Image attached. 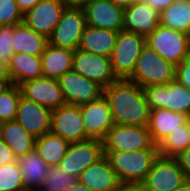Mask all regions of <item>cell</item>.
Masks as SVG:
<instances>
[{
    "instance_id": "6da1fadb",
    "label": "cell",
    "mask_w": 190,
    "mask_h": 191,
    "mask_svg": "<svg viewBox=\"0 0 190 191\" xmlns=\"http://www.w3.org/2000/svg\"><path fill=\"white\" fill-rule=\"evenodd\" d=\"M115 124L148 126L150 109L143 88L127 79H119L103 89Z\"/></svg>"
},
{
    "instance_id": "7a4b0ae2",
    "label": "cell",
    "mask_w": 190,
    "mask_h": 191,
    "mask_svg": "<svg viewBox=\"0 0 190 191\" xmlns=\"http://www.w3.org/2000/svg\"><path fill=\"white\" fill-rule=\"evenodd\" d=\"M104 153L121 183H142L159 156L158 149L132 152L104 151Z\"/></svg>"
},
{
    "instance_id": "3957f363",
    "label": "cell",
    "mask_w": 190,
    "mask_h": 191,
    "mask_svg": "<svg viewBox=\"0 0 190 191\" xmlns=\"http://www.w3.org/2000/svg\"><path fill=\"white\" fill-rule=\"evenodd\" d=\"M140 87L168 84L176 80V65L145 45L137 59L133 74L127 79Z\"/></svg>"
},
{
    "instance_id": "277c9868",
    "label": "cell",
    "mask_w": 190,
    "mask_h": 191,
    "mask_svg": "<svg viewBox=\"0 0 190 191\" xmlns=\"http://www.w3.org/2000/svg\"><path fill=\"white\" fill-rule=\"evenodd\" d=\"M150 110L164 108L190 116V89L177 80L143 87Z\"/></svg>"
},
{
    "instance_id": "5b68a950",
    "label": "cell",
    "mask_w": 190,
    "mask_h": 191,
    "mask_svg": "<svg viewBox=\"0 0 190 191\" xmlns=\"http://www.w3.org/2000/svg\"><path fill=\"white\" fill-rule=\"evenodd\" d=\"M146 44L175 65L190 55V35L163 25L146 38Z\"/></svg>"
},
{
    "instance_id": "8992f818",
    "label": "cell",
    "mask_w": 190,
    "mask_h": 191,
    "mask_svg": "<svg viewBox=\"0 0 190 191\" xmlns=\"http://www.w3.org/2000/svg\"><path fill=\"white\" fill-rule=\"evenodd\" d=\"M146 45V37L132 32L119 31L110 57L118 79H128L134 71L137 59Z\"/></svg>"
},
{
    "instance_id": "52a82bcc",
    "label": "cell",
    "mask_w": 190,
    "mask_h": 191,
    "mask_svg": "<svg viewBox=\"0 0 190 191\" xmlns=\"http://www.w3.org/2000/svg\"><path fill=\"white\" fill-rule=\"evenodd\" d=\"M104 151H139L158 149L154 145L148 126L115 124L103 140Z\"/></svg>"
},
{
    "instance_id": "ba28073f",
    "label": "cell",
    "mask_w": 190,
    "mask_h": 191,
    "mask_svg": "<svg viewBox=\"0 0 190 191\" xmlns=\"http://www.w3.org/2000/svg\"><path fill=\"white\" fill-rule=\"evenodd\" d=\"M72 69L103 88L119 80L113 71L110 57L80 49L74 51Z\"/></svg>"
},
{
    "instance_id": "9c48e42d",
    "label": "cell",
    "mask_w": 190,
    "mask_h": 191,
    "mask_svg": "<svg viewBox=\"0 0 190 191\" xmlns=\"http://www.w3.org/2000/svg\"><path fill=\"white\" fill-rule=\"evenodd\" d=\"M86 27V16L83 8H65L54 28L49 44L75 51L78 49Z\"/></svg>"
},
{
    "instance_id": "30bf717a",
    "label": "cell",
    "mask_w": 190,
    "mask_h": 191,
    "mask_svg": "<svg viewBox=\"0 0 190 191\" xmlns=\"http://www.w3.org/2000/svg\"><path fill=\"white\" fill-rule=\"evenodd\" d=\"M185 181V175L177 160L159 155L142 184L147 191H175Z\"/></svg>"
},
{
    "instance_id": "8fae6325",
    "label": "cell",
    "mask_w": 190,
    "mask_h": 191,
    "mask_svg": "<svg viewBox=\"0 0 190 191\" xmlns=\"http://www.w3.org/2000/svg\"><path fill=\"white\" fill-rule=\"evenodd\" d=\"M50 132L69 143L90 139L85 132L80 106L71 104H64L52 110Z\"/></svg>"
},
{
    "instance_id": "7c38bea8",
    "label": "cell",
    "mask_w": 190,
    "mask_h": 191,
    "mask_svg": "<svg viewBox=\"0 0 190 191\" xmlns=\"http://www.w3.org/2000/svg\"><path fill=\"white\" fill-rule=\"evenodd\" d=\"M105 156L103 141L89 139L83 142L70 143L66 155L59 163L65 172L79 178L80 174L91 164Z\"/></svg>"
},
{
    "instance_id": "4fadbf2b",
    "label": "cell",
    "mask_w": 190,
    "mask_h": 191,
    "mask_svg": "<svg viewBox=\"0 0 190 191\" xmlns=\"http://www.w3.org/2000/svg\"><path fill=\"white\" fill-rule=\"evenodd\" d=\"M66 104L81 106L99 99L103 95V87L89 80L73 69L58 78Z\"/></svg>"
},
{
    "instance_id": "5bb4252c",
    "label": "cell",
    "mask_w": 190,
    "mask_h": 191,
    "mask_svg": "<svg viewBox=\"0 0 190 191\" xmlns=\"http://www.w3.org/2000/svg\"><path fill=\"white\" fill-rule=\"evenodd\" d=\"M86 135L90 139L103 141L108 131L115 125L113 113L107 99H99L80 106Z\"/></svg>"
},
{
    "instance_id": "9a60e30c",
    "label": "cell",
    "mask_w": 190,
    "mask_h": 191,
    "mask_svg": "<svg viewBox=\"0 0 190 191\" xmlns=\"http://www.w3.org/2000/svg\"><path fill=\"white\" fill-rule=\"evenodd\" d=\"M65 8L62 0H41L24 15L23 22L49 39Z\"/></svg>"
},
{
    "instance_id": "2e32d148",
    "label": "cell",
    "mask_w": 190,
    "mask_h": 191,
    "mask_svg": "<svg viewBox=\"0 0 190 191\" xmlns=\"http://www.w3.org/2000/svg\"><path fill=\"white\" fill-rule=\"evenodd\" d=\"M22 96L54 110L66 104L58 79L40 77L19 85Z\"/></svg>"
},
{
    "instance_id": "e0dca14e",
    "label": "cell",
    "mask_w": 190,
    "mask_h": 191,
    "mask_svg": "<svg viewBox=\"0 0 190 191\" xmlns=\"http://www.w3.org/2000/svg\"><path fill=\"white\" fill-rule=\"evenodd\" d=\"M52 110L21 96L15 120L34 138L41 137L51 130Z\"/></svg>"
},
{
    "instance_id": "ac0fdd59",
    "label": "cell",
    "mask_w": 190,
    "mask_h": 191,
    "mask_svg": "<svg viewBox=\"0 0 190 191\" xmlns=\"http://www.w3.org/2000/svg\"><path fill=\"white\" fill-rule=\"evenodd\" d=\"M86 25L94 28L123 30L124 11L110 0H91L84 8Z\"/></svg>"
},
{
    "instance_id": "d6986e66",
    "label": "cell",
    "mask_w": 190,
    "mask_h": 191,
    "mask_svg": "<svg viewBox=\"0 0 190 191\" xmlns=\"http://www.w3.org/2000/svg\"><path fill=\"white\" fill-rule=\"evenodd\" d=\"M160 25V13L138 0L124 11L123 31L148 37Z\"/></svg>"
},
{
    "instance_id": "ffe728a7",
    "label": "cell",
    "mask_w": 190,
    "mask_h": 191,
    "mask_svg": "<svg viewBox=\"0 0 190 191\" xmlns=\"http://www.w3.org/2000/svg\"><path fill=\"white\" fill-rule=\"evenodd\" d=\"M78 180L92 191H116L121 184L106 156L85 169Z\"/></svg>"
},
{
    "instance_id": "44dd1931",
    "label": "cell",
    "mask_w": 190,
    "mask_h": 191,
    "mask_svg": "<svg viewBox=\"0 0 190 191\" xmlns=\"http://www.w3.org/2000/svg\"><path fill=\"white\" fill-rule=\"evenodd\" d=\"M187 115L164 108L150 110L148 130L154 145L158 146L171 131L186 122Z\"/></svg>"
},
{
    "instance_id": "7402d4cb",
    "label": "cell",
    "mask_w": 190,
    "mask_h": 191,
    "mask_svg": "<svg viewBox=\"0 0 190 191\" xmlns=\"http://www.w3.org/2000/svg\"><path fill=\"white\" fill-rule=\"evenodd\" d=\"M118 32L86 25L78 49L111 57Z\"/></svg>"
},
{
    "instance_id": "603a6c76",
    "label": "cell",
    "mask_w": 190,
    "mask_h": 191,
    "mask_svg": "<svg viewBox=\"0 0 190 191\" xmlns=\"http://www.w3.org/2000/svg\"><path fill=\"white\" fill-rule=\"evenodd\" d=\"M74 51L47 44L42 53V75L46 78L58 79L72 70Z\"/></svg>"
},
{
    "instance_id": "cb8c5ba5",
    "label": "cell",
    "mask_w": 190,
    "mask_h": 191,
    "mask_svg": "<svg viewBox=\"0 0 190 191\" xmlns=\"http://www.w3.org/2000/svg\"><path fill=\"white\" fill-rule=\"evenodd\" d=\"M8 72L12 83L18 86L27 80L43 77L41 57L14 53L8 62Z\"/></svg>"
},
{
    "instance_id": "d4e9b609",
    "label": "cell",
    "mask_w": 190,
    "mask_h": 191,
    "mask_svg": "<svg viewBox=\"0 0 190 191\" xmlns=\"http://www.w3.org/2000/svg\"><path fill=\"white\" fill-rule=\"evenodd\" d=\"M16 162L22 173L26 191H37L47 176L49 167L47 163L35 149L16 158Z\"/></svg>"
},
{
    "instance_id": "484cf974",
    "label": "cell",
    "mask_w": 190,
    "mask_h": 191,
    "mask_svg": "<svg viewBox=\"0 0 190 191\" xmlns=\"http://www.w3.org/2000/svg\"><path fill=\"white\" fill-rule=\"evenodd\" d=\"M13 38L14 53H26L33 56H41L49 43L45 36L36 33L24 22L14 25Z\"/></svg>"
},
{
    "instance_id": "4316f807",
    "label": "cell",
    "mask_w": 190,
    "mask_h": 191,
    "mask_svg": "<svg viewBox=\"0 0 190 191\" xmlns=\"http://www.w3.org/2000/svg\"><path fill=\"white\" fill-rule=\"evenodd\" d=\"M35 139L16 120L3 122V141L11 148L16 158L32 151Z\"/></svg>"
},
{
    "instance_id": "83f0119b",
    "label": "cell",
    "mask_w": 190,
    "mask_h": 191,
    "mask_svg": "<svg viewBox=\"0 0 190 191\" xmlns=\"http://www.w3.org/2000/svg\"><path fill=\"white\" fill-rule=\"evenodd\" d=\"M70 143L51 132L35 139L34 149L48 166L59 165Z\"/></svg>"
},
{
    "instance_id": "f1b7e54d",
    "label": "cell",
    "mask_w": 190,
    "mask_h": 191,
    "mask_svg": "<svg viewBox=\"0 0 190 191\" xmlns=\"http://www.w3.org/2000/svg\"><path fill=\"white\" fill-rule=\"evenodd\" d=\"M160 25L190 35V0H175L160 13Z\"/></svg>"
},
{
    "instance_id": "f546056e",
    "label": "cell",
    "mask_w": 190,
    "mask_h": 191,
    "mask_svg": "<svg viewBox=\"0 0 190 191\" xmlns=\"http://www.w3.org/2000/svg\"><path fill=\"white\" fill-rule=\"evenodd\" d=\"M190 147V140L186 122L169 133L158 145L159 155L163 157H175L180 152Z\"/></svg>"
},
{
    "instance_id": "4dcf8cb0",
    "label": "cell",
    "mask_w": 190,
    "mask_h": 191,
    "mask_svg": "<svg viewBox=\"0 0 190 191\" xmlns=\"http://www.w3.org/2000/svg\"><path fill=\"white\" fill-rule=\"evenodd\" d=\"M78 181V177L66 173L61 166H49L47 176L37 191H68Z\"/></svg>"
},
{
    "instance_id": "1f68e13d",
    "label": "cell",
    "mask_w": 190,
    "mask_h": 191,
    "mask_svg": "<svg viewBox=\"0 0 190 191\" xmlns=\"http://www.w3.org/2000/svg\"><path fill=\"white\" fill-rule=\"evenodd\" d=\"M22 93L20 86L13 84L9 89L0 94V121H13Z\"/></svg>"
},
{
    "instance_id": "d6a6232c",
    "label": "cell",
    "mask_w": 190,
    "mask_h": 191,
    "mask_svg": "<svg viewBox=\"0 0 190 191\" xmlns=\"http://www.w3.org/2000/svg\"><path fill=\"white\" fill-rule=\"evenodd\" d=\"M0 191H26L17 162L0 165Z\"/></svg>"
},
{
    "instance_id": "836d02e7",
    "label": "cell",
    "mask_w": 190,
    "mask_h": 191,
    "mask_svg": "<svg viewBox=\"0 0 190 191\" xmlns=\"http://www.w3.org/2000/svg\"><path fill=\"white\" fill-rule=\"evenodd\" d=\"M23 19L24 15L15 0H0V26L18 25Z\"/></svg>"
},
{
    "instance_id": "e575fe53",
    "label": "cell",
    "mask_w": 190,
    "mask_h": 191,
    "mask_svg": "<svg viewBox=\"0 0 190 191\" xmlns=\"http://www.w3.org/2000/svg\"><path fill=\"white\" fill-rule=\"evenodd\" d=\"M13 35L14 26H0V59L7 63L14 54Z\"/></svg>"
},
{
    "instance_id": "d590c367",
    "label": "cell",
    "mask_w": 190,
    "mask_h": 191,
    "mask_svg": "<svg viewBox=\"0 0 190 191\" xmlns=\"http://www.w3.org/2000/svg\"><path fill=\"white\" fill-rule=\"evenodd\" d=\"M176 80L190 89V55L176 65Z\"/></svg>"
},
{
    "instance_id": "8d00e7d4",
    "label": "cell",
    "mask_w": 190,
    "mask_h": 191,
    "mask_svg": "<svg viewBox=\"0 0 190 191\" xmlns=\"http://www.w3.org/2000/svg\"><path fill=\"white\" fill-rule=\"evenodd\" d=\"M180 164L187 181H190V147L174 157Z\"/></svg>"
},
{
    "instance_id": "74e56055",
    "label": "cell",
    "mask_w": 190,
    "mask_h": 191,
    "mask_svg": "<svg viewBox=\"0 0 190 191\" xmlns=\"http://www.w3.org/2000/svg\"><path fill=\"white\" fill-rule=\"evenodd\" d=\"M15 161L16 157L11 148L3 140L0 141V165H8Z\"/></svg>"
},
{
    "instance_id": "f35d334b",
    "label": "cell",
    "mask_w": 190,
    "mask_h": 191,
    "mask_svg": "<svg viewBox=\"0 0 190 191\" xmlns=\"http://www.w3.org/2000/svg\"><path fill=\"white\" fill-rule=\"evenodd\" d=\"M146 2L154 10L161 13L163 10L168 8L175 0H142Z\"/></svg>"
},
{
    "instance_id": "ab89813d",
    "label": "cell",
    "mask_w": 190,
    "mask_h": 191,
    "mask_svg": "<svg viewBox=\"0 0 190 191\" xmlns=\"http://www.w3.org/2000/svg\"><path fill=\"white\" fill-rule=\"evenodd\" d=\"M23 15L31 10L41 0H15Z\"/></svg>"
},
{
    "instance_id": "60d3db41",
    "label": "cell",
    "mask_w": 190,
    "mask_h": 191,
    "mask_svg": "<svg viewBox=\"0 0 190 191\" xmlns=\"http://www.w3.org/2000/svg\"><path fill=\"white\" fill-rule=\"evenodd\" d=\"M116 191H147L142 183H121Z\"/></svg>"
},
{
    "instance_id": "b9f144b4",
    "label": "cell",
    "mask_w": 190,
    "mask_h": 191,
    "mask_svg": "<svg viewBox=\"0 0 190 191\" xmlns=\"http://www.w3.org/2000/svg\"><path fill=\"white\" fill-rule=\"evenodd\" d=\"M66 8H84L91 0H62Z\"/></svg>"
},
{
    "instance_id": "7bdbcfd3",
    "label": "cell",
    "mask_w": 190,
    "mask_h": 191,
    "mask_svg": "<svg viewBox=\"0 0 190 191\" xmlns=\"http://www.w3.org/2000/svg\"><path fill=\"white\" fill-rule=\"evenodd\" d=\"M13 85L10 76H0V94Z\"/></svg>"
},
{
    "instance_id": "ee69618b",
    "label": "cell",
    "mask_w": 190,
    "mask_h": 191,
    "mask_svg": "<svg viewBox=\"0 0 190 191\" xmlns=\"http://www.w3.org/2000/svg\"><path fill=\"white\" fill-rule=\"evenodd\" d=\"M110 1H112L115 5L120 6L123 9H126L138 0H110Z\"/></svg>"
},
{
    "instance_id": "f6af8a7d",
    "label": "cell",
    "mask_w": 190,
    "mask_h": 191,
    "mask_svg": "<svg viewBox=\"0 0 190 191\" xmlns=\"http://www.w3.org/2000/svg\"><path fill=\"white\" fill-rule=\"evenodd\" d=\"M0 76H10L8 72V63L0 59Z\"/></svg>"
},
{
    "instance_id": "bcb514c9",
    "label": "cell",
    "mask_w": 190,
    "mask_h": 191,
    "mask_svg": "<svg viewBox=\"0 0 190 191\" xmlns=\"http://www.w3.org/2000/svg\"><path fill=\"white\" fill-rule=\"evenodd\" d=\"M68 191H92L88 187L84 186L82 183L79 181L73 185Z\"/></svg>"
},
{
    "instance_id": "7dc6e473",
    "label": "cell",
    "mask_w": 190,
    "mask_h": 191,
    "mask_svg": "<svg viewBox=\"0 0 190 191\" xmlns=\"http://www.w3.org/2000/svg\"><path fill=\"white\" fill-rule=\"evenodd\" d=\"M175 191H190V181H185L179 188Z\"/></svg>"
},
{
    "instance_id": "c3c4849f",
    "label": "cell",
    "mask_w": 190,
    "mask_h": 191,
    "mask_svg": "<svg viewBox=\"0 0 190 191\" xmlns=\"http://www.w3.org/2000/svg\"><path fill=\"white\" fill-rule=\"evenodd\" d=\"M186 126H187V129H188V135H189V140H190V116H187Z\"/></svg>"
},
{
    "instance_id": "681fc988",
    "label": "cell",
    "mask_w": 190,
    "mask_h": 191,
    "mask_svg": "<svg viewBox=\"0 0 190 191\" xmlns=\"http://www.w3.org/2000/svg\"><path fill=\"white\" fill-rule=\"evenodd\" d=\"M3 140V122L0 121V141Z\"/></svg>"
}]
</instances>
